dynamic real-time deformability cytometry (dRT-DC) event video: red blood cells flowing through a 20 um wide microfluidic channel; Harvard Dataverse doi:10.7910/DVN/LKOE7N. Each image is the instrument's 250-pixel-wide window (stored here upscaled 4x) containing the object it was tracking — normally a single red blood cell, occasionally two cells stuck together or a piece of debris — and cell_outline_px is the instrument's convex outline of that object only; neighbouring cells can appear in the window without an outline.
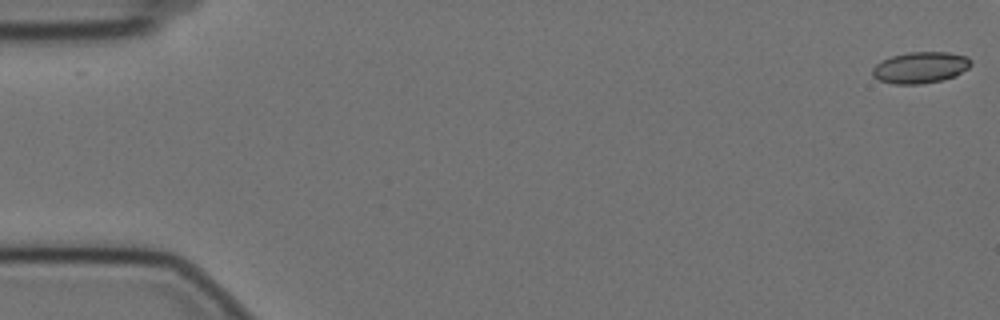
{"species": "Egyptian fruit bat (a non-hibernating species)", "species_latin": "Rousettus aegyptiacus", "temperature_condition": "cold", "stored_images_in_passage": 51, "camera_frame_rate_fps": 3000, "um_per_image_px": 0.085, "animal": {"sex": "female"}, "frame": {"image": 1, "passage_image": 1, "time_ms": 0.0, "image_size_px": [1000, 320], "cell_outline_px": [[972, 64], [968, 68], [956, 76], [944, 80], [920, 84], [892, 84], [880, 80], [872, 76], [872, 68], [880, 60], [892, 56], [908, 52], [948, 52], [968, 56], [972, 60]], "centroid_in_image_um": [78.24, 5.74], "position_along_channel_um": 6.8, "area_um2": 18.26}}
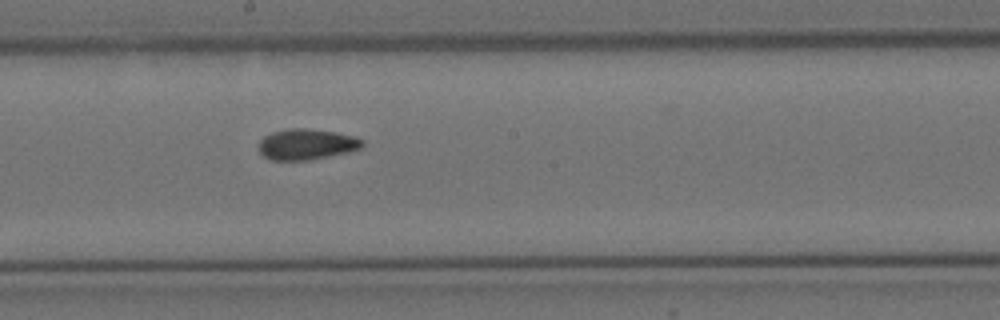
{"frame": {"image": 2, "passage_image": 32, "time_ms": 10.333, "image_size_px": [1000, 320], "cell_outline_px": [[364, 144], [360, 148], [348, 152], [308, 160], [272, 160], [264, 156], [260, 152], [260, 140], [264, 136], [272, 132], [288, 128], [304, 128], [336, 132], [356, 136], [364, 140]], "centroid_in_image_um": [26.08, 12.25], "position_along_channel_um": 222.1, "area_um2": 18.55}}
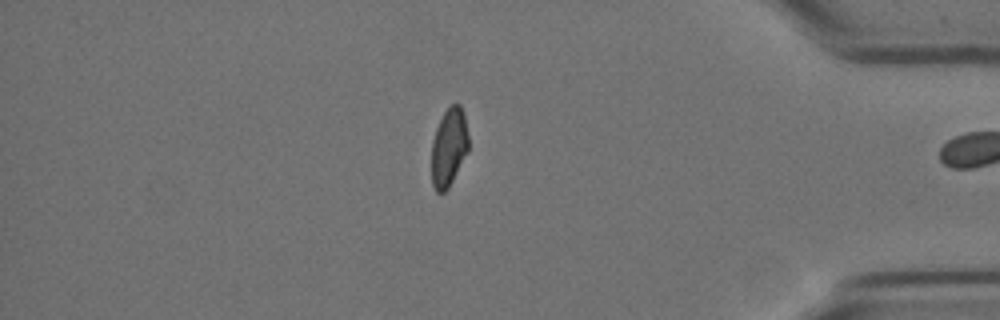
{"frame": {"image": 3, "passage_image": 50, "time_ms": 16.333, "image_size_px": [1000, 320], "cell_outline_px": [[468, 152], [448, 188], [444, 192], [436, 192], [432, 184], [432, 140], [436, 128], [444, 112], [452, 104], [460, 104], [464, 112], [468, 136]], "centroid_in_image_um": [38.16, 12.51], "position_along_channel_um": 397.0, "area_um2": 16.82}, "authors_computed_cell_mechanics": {"area_um2": 18.3226, "velocity_mm_per_s": 3.4812, "shape_relaxation_time_tau1_ms": null, "shape_relaxation_time_tau2_ms": 2.5449, "deformation_change_tau1": null, "deformation_change_tau2": 0.0747}}